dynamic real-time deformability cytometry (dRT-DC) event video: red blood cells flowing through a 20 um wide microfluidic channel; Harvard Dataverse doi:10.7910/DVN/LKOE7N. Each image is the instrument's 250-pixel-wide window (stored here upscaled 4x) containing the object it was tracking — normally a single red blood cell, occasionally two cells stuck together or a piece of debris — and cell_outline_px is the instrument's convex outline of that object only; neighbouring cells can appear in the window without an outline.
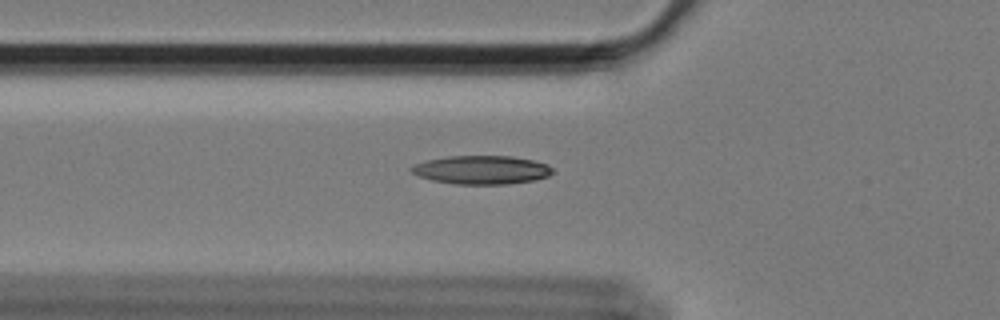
{"species": "Egyptian fruit bat (a non-hibernating species)", "species_latin": "Rousettus aegyptiacus", "temperature_condition": "cold", "stored_images_in_passage": 57, "camera_frame_rate_fps": 3000, "um_per_image_px": 0.085, "animal": {"sex": "female"}, "frame": {"image": 1, "passage_image": 21, "time_ms": 6.667, "image_size_px": [1000, 320], "cell_outline_px": [[552, 172], [548, 176], [532, 180], [508, 184], [456, 184], [432, 180], [420, 176], [412, 172], [408, 168], [416, 164], [428, 160], [448, 156], [512, 156], [532, 160], [544, 164], [552, 168]], "centroid_in_image_um": [40.91, 14.44], "position_along_channel_um": 84.9, "area_um2": 23.18}}
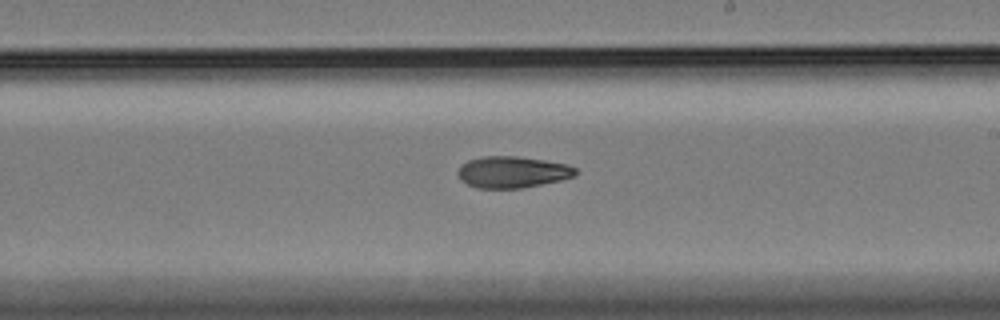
{"frame": {"image": 2, "passage_image": 35, "time_ms": 11.333, "image_size_px": [1000, 320], "cell_outline_px": [[576, 172], [572, 176], [560, 180], [520, 188], [476, 188], [460, 180], [456, 172], [460, 164], [468, 160], [484, 156], [516, 156], [544, 160], [568, 164], [576, 168]], "centroid_in_image_um": [43.49, 14.62], "position_along_channel_um": 245.5, "area_um2": 21.56}}
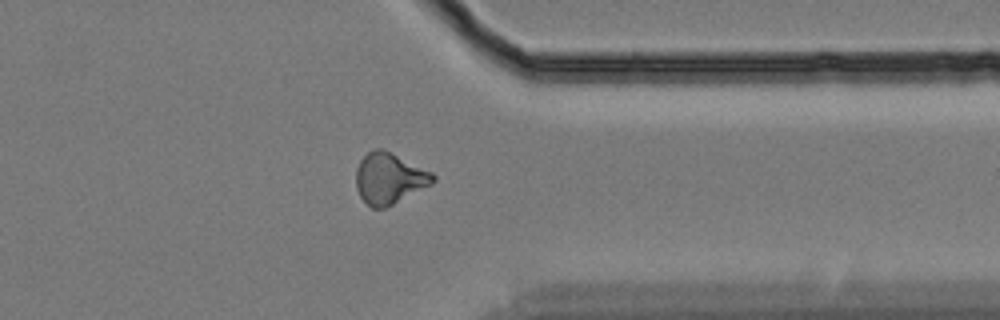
{"frame": {"image": 3, "passage_image": 47, "time_ms": 15.333, "image_size_px": [1000, 320], "cell_outline_px": [[436, 180], [432, 184], [384, 208], [372, 208], [360, 196], [356, 188], [356, 168], [360, 160], [372, 148], [380, 148], [432, 172], [436, 176]], "centroid_in_image_um": [33.07, 15.16], "position_along_channel_um": 378.3, "area_um2": 22.54}}